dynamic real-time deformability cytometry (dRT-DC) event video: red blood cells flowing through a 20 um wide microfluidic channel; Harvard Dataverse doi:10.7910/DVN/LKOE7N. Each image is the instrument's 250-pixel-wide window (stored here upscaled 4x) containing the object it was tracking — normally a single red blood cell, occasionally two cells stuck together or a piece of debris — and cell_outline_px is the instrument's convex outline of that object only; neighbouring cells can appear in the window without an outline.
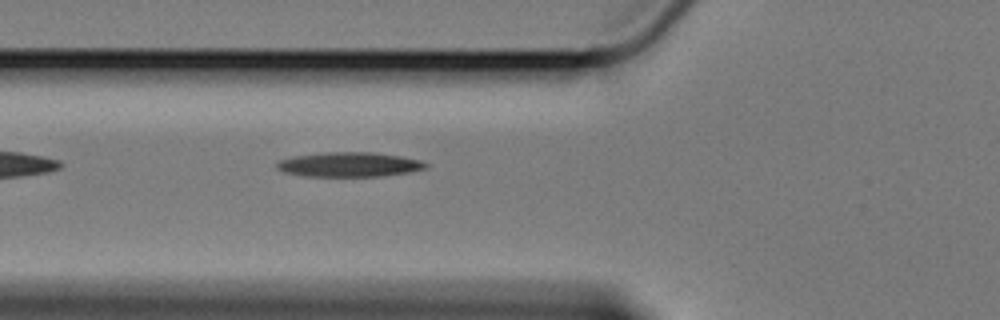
{"species": "Egyptian fruit bat (a non-hibernating species)", "species_latin": "Rousettus aegyptiacus", "temperature_condition": "cold", "stored_images_in_passage": 26, "camera_frame_rate_fps": 3000, "um_per_image_px": 0.085, "animal": {"sex": "female"}, "frame": {"image": 1, "passage_image": 5, "time_ms": 1.333, "image_size_px": [1000, 320], "cell_outline_px": [[428, 168], [408, 172], [384, 176], [304, 176], [284, 172], [276, 168], [276, 164], [280, 160], [296, 156], [324, 152], [372, 152], [400, 156], [420, 160], [428, 164]], "centroid_in_image_um": [29.7, 13.98], "position_along_channel_um": 96.1, "area_um2": 21.27}}
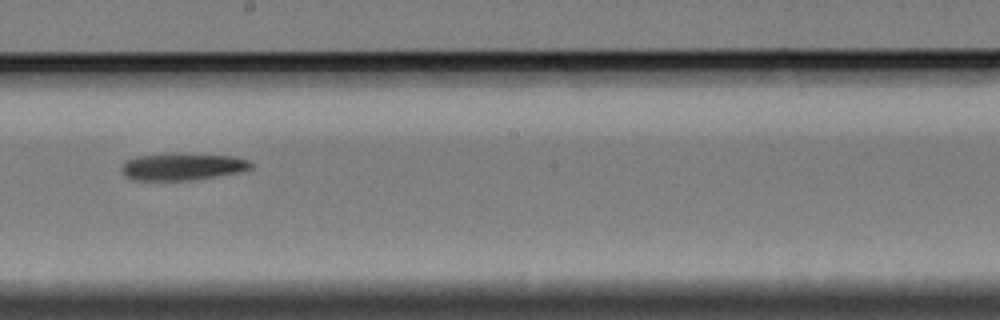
{"frame": {"image": 2, "passage_image": 17, "time_ms": 5.333, "image_size_px": [1000, 320], "cell_outline_px": [[252, 168], [240, 172], [192, 180], [132, 180], [120, 168], [128, 160], [136, 156], [164, 152], [180, 152], [232, 156], [248, 160], [252, 164]], "centroid_in_image_um": [15.51, 14.13], "position_along_channel_um": 232.7, "area_um2": 20.75}}
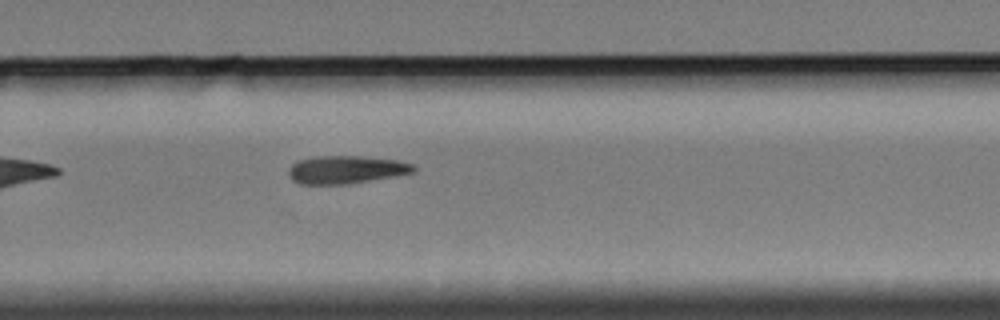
{"frame": {"image": 3, "passage_image": 23, "time_ms": 7.333, "image_size_px": [1000, 320], "cell_outline_px": [[416, 172], [396, 176], [348, 184], [300, 184], [292, 180], [288, 176], [288, 168], [292, 164], [300, 160], [316, 156], [360, 156], [396, 160], [412, 164], [416, 168]], "centroid_in_image_um": [29.41, 14.43], "position_along_channel_um": 300.4, "area_um2": 20.4}}